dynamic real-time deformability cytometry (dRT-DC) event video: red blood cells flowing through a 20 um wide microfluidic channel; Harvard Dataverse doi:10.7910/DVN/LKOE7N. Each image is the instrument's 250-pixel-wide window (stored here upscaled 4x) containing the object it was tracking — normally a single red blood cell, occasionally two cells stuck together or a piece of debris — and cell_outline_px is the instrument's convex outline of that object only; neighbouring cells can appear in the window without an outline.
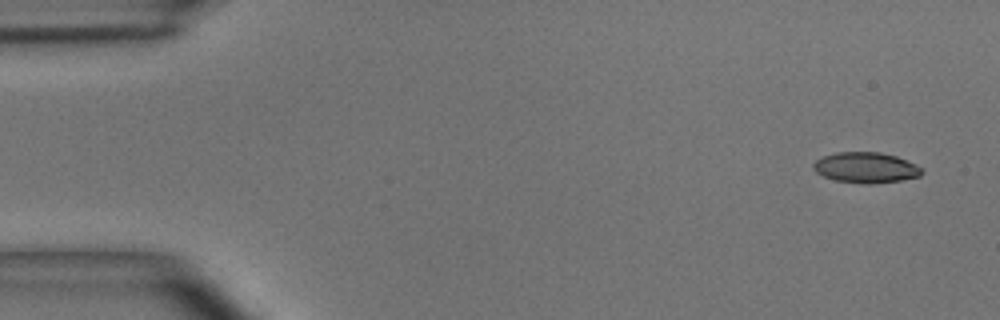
{"species": "common noctule bat (a hibernating species)", "species_latin": "Nyctalus noctula", "temperature_condition": "room temperature", "stored_images_in_passage": 6, "camera_frame_rate_fps": 3000, "um_per_image_px": 0.085, "animal": {"sex": "male", "body_mass_g": 15.6}, "frame": {"image": 1, "passage_image": 1, "time_ms": 0.0, "image_size_px": [1000, 320], "cell_outline_px": [[924, 172], [920, 176], [900, 180], [868, 184], [836, 180], [824, 176], [816, 172], [812, 168], [812, 164], [816, 160], [824, 156], [836, 152], [880, 152], [896, 156], [924, 168]], "centroid_in_image_um": [73.61, 14.24], "position_along_channel_um": 11.4, "area_um2": 19.25}}
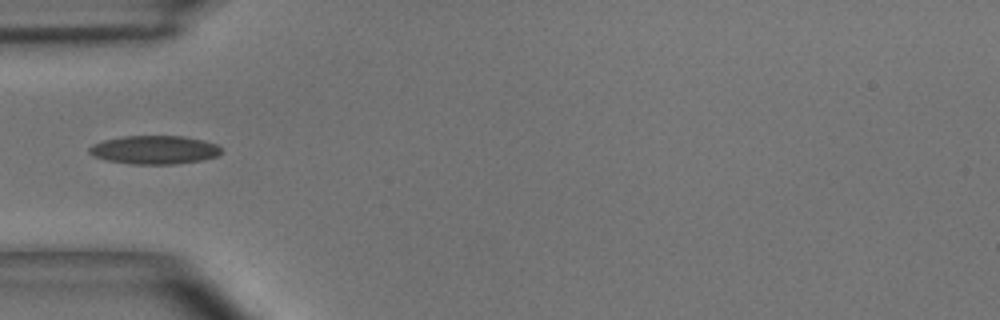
{"frame": {"image": 2, "passage_image": 4, "time_ms": 1.0, "image_size_px": [1000, 320], "cell_outline_px": [[220, 152], [216, 156], [204, 160], [176, 164], [128, 164], [104, 160], [92, 156], [88, 152], [88, 148], [92, 144], [104, 140], [124, 136], [184, 136], [204, 140], [216, 144], [220, 148]], "centroid_in_image_um": [13.08, 12.74], "position_along_channel_um": 71.9, "area_um2": 22.14}}
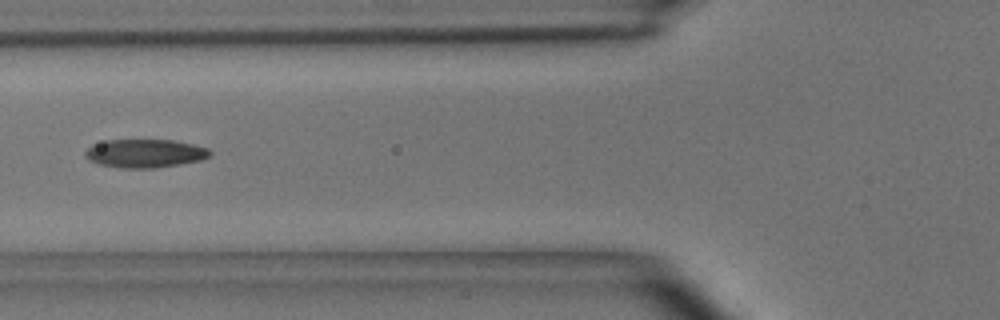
{"frame": {"image": 3, "passage_image": 5, "time_ms": 1.333, "image_size_px": [1000, 320], "cell_outline_px": [[212, 156], [200, 160], [180, 164], [156, 168], [120, 168], [100, 164], [88, 160], [84, 156], [84, 152], [92, 144], [108, 140], [172, 140], [192, 144], [208, 148], [212, 152]], "centroid_in_image_um": [12.32, 13.04], "position_along_channel_um": 113.5, "area_um2": 20.75}}